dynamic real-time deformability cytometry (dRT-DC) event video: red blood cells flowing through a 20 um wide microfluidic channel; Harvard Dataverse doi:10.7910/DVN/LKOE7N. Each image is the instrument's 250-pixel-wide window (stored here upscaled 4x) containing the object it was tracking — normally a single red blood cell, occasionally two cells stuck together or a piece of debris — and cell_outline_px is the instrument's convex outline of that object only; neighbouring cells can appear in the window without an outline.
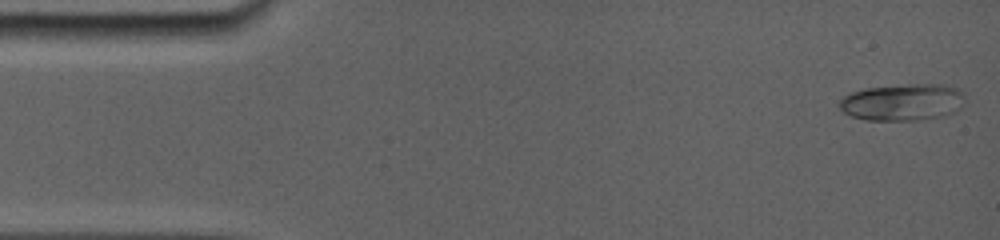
{"species": "common noctule bat (a hibernating species)", "species_latin": "Nyctalus noctula", "temperature_condition": "room temperature", "stored_images_in_passage": 32, "camera_frame_rate_fps": 5000, "um_per_image_px": 0.085, "animal": {"sex": "female", "body_mass_g": 19.0, "forearm_length_mm": 56.7}, "frame": {"image": 1, "passage_image": 1, "time_ms": 0.0, "image_size_px": [1000, 240], "cell_outline_px": [[964, 96], [960, 108], [924, 116], [900, 120], [868, 120], [852, 116], [844, 112], [840, 108], [840, 100], [848, 92], [864, 88], [908, 84], [944, 84], [960, 88], [964, 92]], "centroid_in_image_um": [76.62, 8.62], "position_along_channel_um": 8.4, "area_um2": 26.01}}
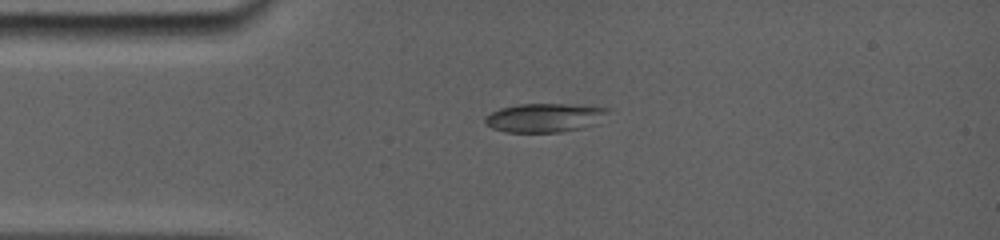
{"frame": {"image": 2, "passage_image": 24, "time_ms": 3.2, "image_size_px": [1000, 240], "cell_outline_px": [[608, 108], [604, 112], [576, 128], [556, 132], [508, 132], [492, 128], [484, 120], [492, 112], [500, 108], [516, 104], [564, 104]], "centroid_in_image_um": [46.04, 9.99], "position_along_channel_um": 39.0, "area_um2": 19.13}}